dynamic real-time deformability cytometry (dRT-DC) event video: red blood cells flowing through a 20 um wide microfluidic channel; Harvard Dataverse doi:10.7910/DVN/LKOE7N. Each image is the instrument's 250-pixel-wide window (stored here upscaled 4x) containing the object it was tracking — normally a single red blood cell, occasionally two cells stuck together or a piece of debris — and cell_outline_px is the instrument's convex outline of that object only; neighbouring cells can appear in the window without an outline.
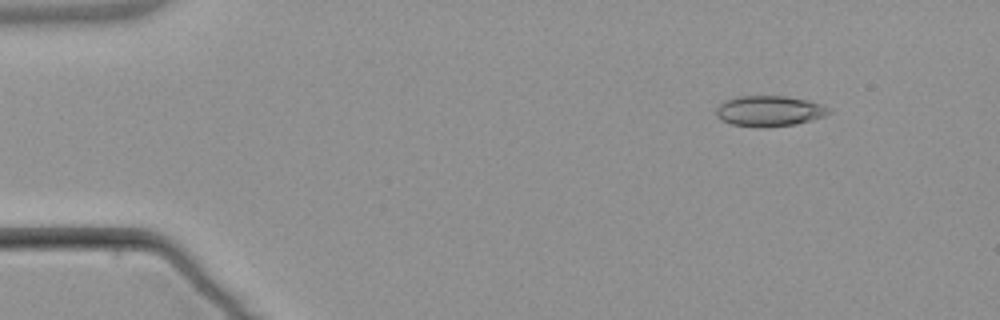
{"species": "common noctule bat (a hibernating species)", "species_latin": "Nyctalus noctula", "temperature_condition": "warm", "stored_images_in_passage": 6, "camera_frame_rate_fps": 3000, "um_per_image_px": 0.085, "animal": {"sex": "male", "body_mass_g": 21.5, "forearm_length_mm": 52.0}, "frame": {"image": 1, "passage_image": 1, "time_ms": 0.0, "image_size_px": [1000, 320], "cell_outline_px": [[832, 112], [824, 116], [796, 124], [764, 128], [760, 128], [732, 124], [720, 120], [716, 116], [716, 108], [724, 100], [740, 96], [784, 96], [808, 100], [824, 104], [832, 108]], "centroid_in_image_um": [65.41, 9.44], "position_along_channel_um": 19.6, "area_um2": 20.4}}
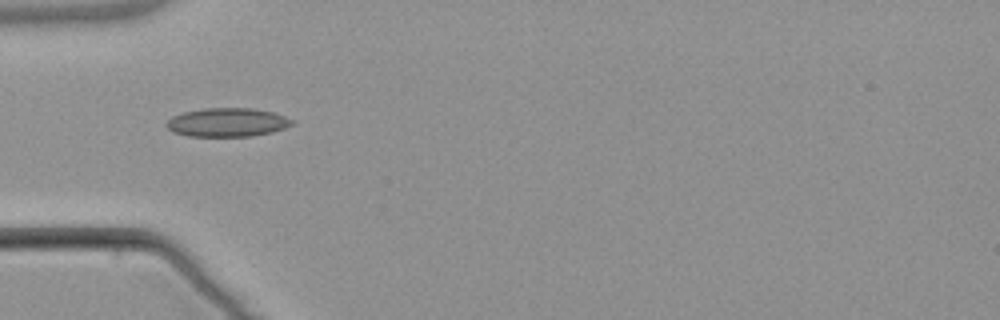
{"frame": {"image": 2, "passage_image": 4, "time_ms": 3.667, "image_size_px": [1000, 320], "cell_outline_px": [[296, 124], [272, 132], [252, 136], [188, 136], [172, 132], [164, 124], [172, 116], [184, 112], [204, 108], [252, 108], [272, 112], [296, 120]], "centroid_in_image_um": [19.34, 10.4], "position_along_channel_um": 65.7, "area_um2": 21.15}}
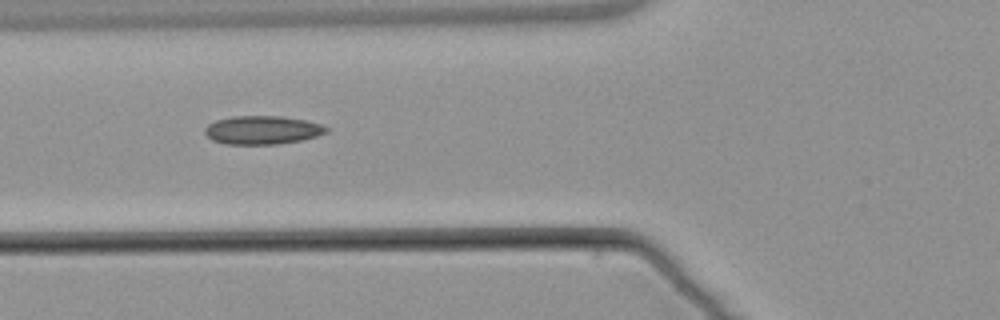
{"frame": {"image": 3, "passage_image": 5, "time_ms": 4.667, "image_size_px": [1000, 320], "cell_outline_px": [[328, 132], [316, 136], [300, 140], [276, 144], [224, 144], [212, 140], [204, 132], [204, 128], [208, 124], [216, 120], [232, 116], [280, 116], [304, 120], [320, 124], [328, 128]], "centroid_in_image_um": [22.26, 11.05], "position_along_channel_um": 103.5, "area_um2": 20.06}}